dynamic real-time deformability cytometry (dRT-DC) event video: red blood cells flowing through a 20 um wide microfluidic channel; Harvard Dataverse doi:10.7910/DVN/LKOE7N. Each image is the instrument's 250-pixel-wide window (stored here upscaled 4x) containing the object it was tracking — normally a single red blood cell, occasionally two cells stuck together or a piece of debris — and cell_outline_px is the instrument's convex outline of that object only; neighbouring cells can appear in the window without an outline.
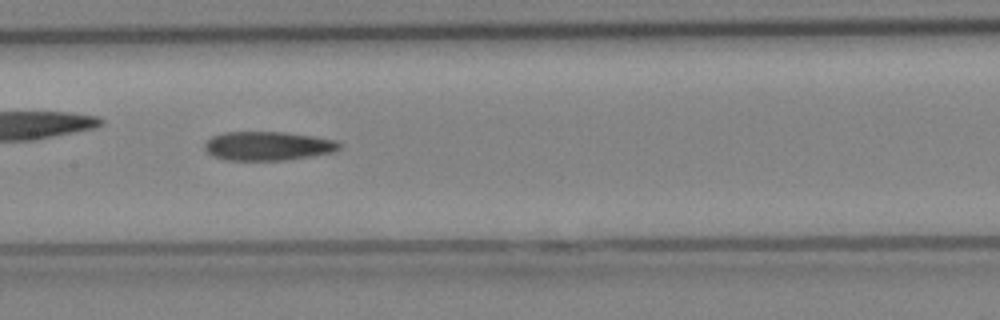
{"species": "Egyptian fruit bat (a non-hibernating species)", "species_latin": "Rousettus aegyptiacus", "temperature_condition": "cold", "stored_images_in_passage": 29, "camera_frame_rate_fps": 3000, "um_per_image_px": 0.085, "animal": {"sex": "female"}, "frame": {"image": 1, "passage_image": 16, "time_ms": 5.0, "image_size_px": [1000, 320], "cell_outline_px": [[344, 144], [340, 148], [332, 152], [284, 160], [224, 160], [212, 156], [204, 148], [204, 144], [212, 136], [224, 132], [284, 132], [312, 136], [336, 140]], "centroid_in_image_um": [22.75, 12.4], "position_along_channel_um": 184.6, "area_um2": 22.66}}